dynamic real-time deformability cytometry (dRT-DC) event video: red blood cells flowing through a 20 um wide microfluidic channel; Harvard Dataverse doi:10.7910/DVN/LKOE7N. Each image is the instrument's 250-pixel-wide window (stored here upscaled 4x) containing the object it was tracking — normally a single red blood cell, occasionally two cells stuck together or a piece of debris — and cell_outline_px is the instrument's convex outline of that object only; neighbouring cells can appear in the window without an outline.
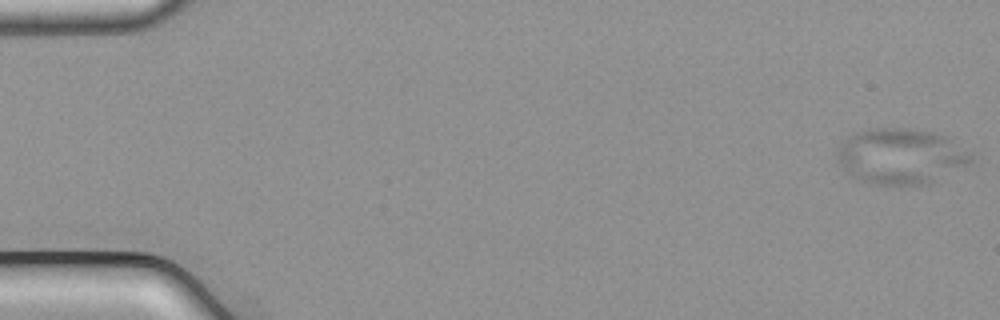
{"species": "common noctule bat (a hibernating species)", "species_latin": "Nyctalus noctula", "temperature_condition": "cold", "stored_images_in_passage": 53, "camera_frame_rate_fps": 3000, "um_per_image_px": 0.085, "animal": {"sex": "male", "body_mass_g": 21.5, "forearm_length_mm": 52.0}, "frame": {"image": 1, "passage_image": 1, "time_ms": 0.0, "image_size_px": [1000, 320], "cell_outline_px": [[972, 160], [968, 164], [928, 184], [876, 184], [852, 176], [836, 160], [836, 156], [840, 144], [848, 136], [856, 132], [868, 128], [912, 128], [932, 132], [944, 136], [972, 152]], "centroid_in_image_um": [76.56, 13.25], "position_along_channel_um": 8.4, "area_um2": 43.06}}
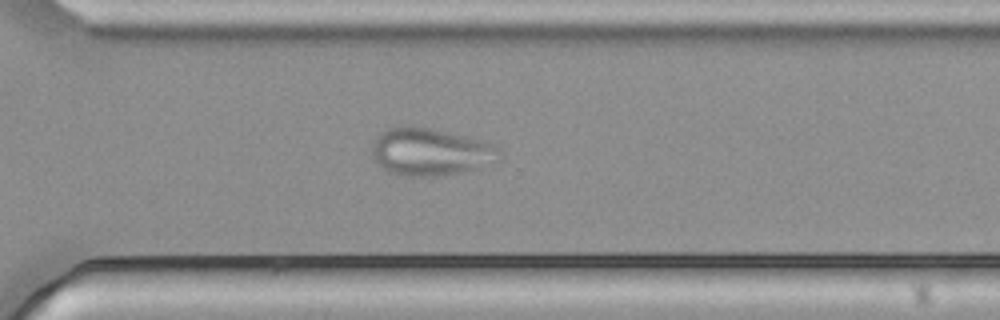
{"frame": {"image": 2, "passage_image": 39, "time_ms": 12.667, "image_size_px": [1000, 320], "cell_outline_px": [[500, 160], [480, 168], [464, 172], [436, 176], [404, 176], [388, 172], [380, 168], [376, 164], [372, 152], [372, 148], [380, 132], [392, 124], [412, 124], [464, 136], [480, 140], [492, 144], [500, 148]], "centroid_in_image_um": [36.55, 12.9], "position_along_channel_um": 334.0, "area_um2": 35.89}}
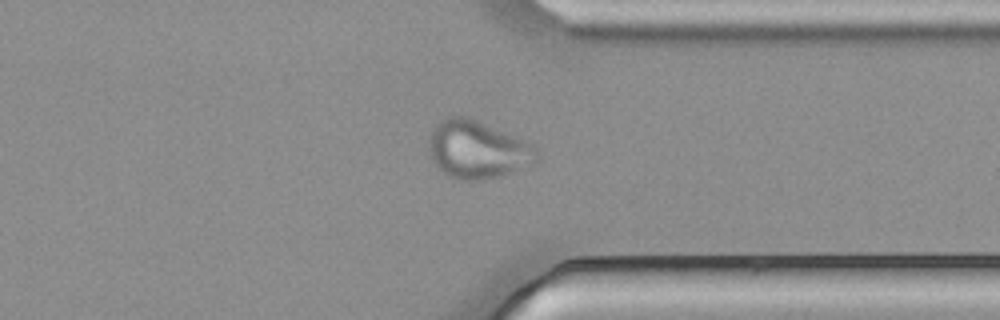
{"frame": {"image": 3, "passage_image": 42, "time_ms": 13.667, "image_size_px": [1000, 320], "cell_outline_px": [[540, 156], [536, 160], [500, 176], [484, 180], [460, 180], [448, 176], [436, 168], [432, 160], [428, 144], [432, 132], [436, 124], [440, 120], [452, 116], [464, 116], [536, 144]], "centroid_in_image_um": [40.57, 12.73], "position_along_channel_um": 370.8, "area_um2": 36.07}}